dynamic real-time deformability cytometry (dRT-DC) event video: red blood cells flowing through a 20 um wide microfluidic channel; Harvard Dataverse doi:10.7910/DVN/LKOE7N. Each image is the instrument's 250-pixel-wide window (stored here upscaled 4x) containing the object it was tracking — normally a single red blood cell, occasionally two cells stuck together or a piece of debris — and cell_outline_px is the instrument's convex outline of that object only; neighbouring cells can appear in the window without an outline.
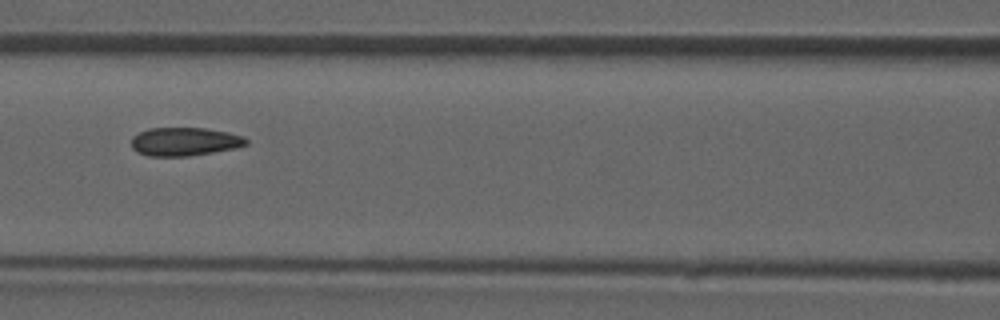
{"species": "common noctule bat (a hibernating species)", "species_latin": "Nyctalus noctula", "temperature_condition": "room temperature", "stored_images_in_passage": 49, "camera_frame_rate_fps": 3000, "um_per_image_px": 0.085, "animal": {"sex": "male", "forearm_length_mm": 52.5}, "frame": {"image": 1, "passage_image": 22, "time_ms": 7.0, "image_size_px": [1000, 320], "cell_outline_px": [[248, 144], [236, 148], [188, 156], [148, 156], [136, 152], [132, 148], [132, 136], [148, 128], [204, 128], [228, 132], [244, 136], [248, 140]], "centroid_in_image_um": [15.69, 12.04], "position_along_channel_um": 150.9, "area_um2": 19.07}}